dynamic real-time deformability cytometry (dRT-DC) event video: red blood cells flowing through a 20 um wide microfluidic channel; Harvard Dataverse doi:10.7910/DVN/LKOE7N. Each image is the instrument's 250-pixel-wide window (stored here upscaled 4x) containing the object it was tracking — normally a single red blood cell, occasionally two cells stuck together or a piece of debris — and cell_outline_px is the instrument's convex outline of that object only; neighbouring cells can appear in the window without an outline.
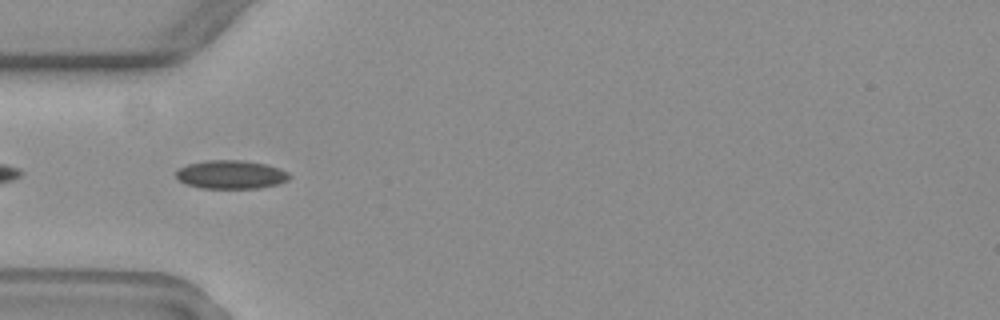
{"species": "common noctule bat (a hibernating species)", "species_latin": "Nyctalus noctula", "temperature_condition": "warm", "stored_images_in_passage": 5, "camera_frame_rate_fps": 3000, "um_per_image_px": 0.085, "animal": {"sex": "female", "body_mass_g": 19.3, "forearm_length_mm": 54.1}, "frame": {"image": 1, "passage_image": 3, "time_ms": 0.667, "image_size_px": [1000, 320], "cell_outline_px": [[292, 176], [288, 180], [280, 184], [260, 188], [200, 188], [184, 184], [176, 176], [176, 168], [188, 164], [204, 160], [244, 160], [268, 164], [280, 168], [288, 172]], "centroid_in_image_um": [19.65, 14.83], "position_along_channel_um": 65.4, "area_um2": 19.25}}